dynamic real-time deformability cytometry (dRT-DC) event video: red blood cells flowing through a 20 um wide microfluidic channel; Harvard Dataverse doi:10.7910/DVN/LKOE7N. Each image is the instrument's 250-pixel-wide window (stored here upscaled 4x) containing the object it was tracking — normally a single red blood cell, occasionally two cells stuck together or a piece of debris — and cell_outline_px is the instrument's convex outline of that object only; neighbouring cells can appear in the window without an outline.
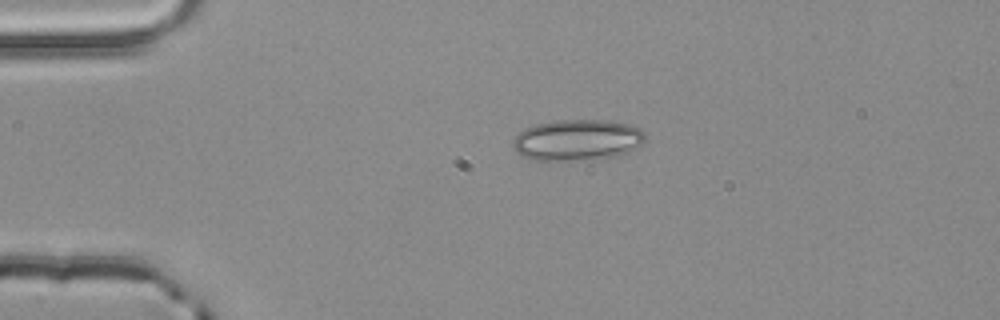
{"species": "common noctule bat (a hibernating species)", "species_latin": "Nyctalus noctula", "temperature_condition": "room temperature", "stored_images_in_passage": 2, "camera_frame_rate_fps": 3000, "um_per_image_px": 0.085, "animal": {"sex": "male", "body_mass_g": 20.4}, "frame": {"image": 1, "passage_image": 1, "time_ms": 0.0, "image_size_px": [1000, 320], "cell_outline_px": [[644, 140], [640, 144], [628, 152], [620, 156], [584, 160], [532, 160], [520, 156], [516, 152], [512, 144], [512, 140], [524, 128], [536, 124], [556, 120], [612, 120], [628, 124], [640, 128], [644, 132]], "centroid_in_image_um": [49.05, 11.9], "position_along_channel_um": 36.0, "area_um2": 31.96}}